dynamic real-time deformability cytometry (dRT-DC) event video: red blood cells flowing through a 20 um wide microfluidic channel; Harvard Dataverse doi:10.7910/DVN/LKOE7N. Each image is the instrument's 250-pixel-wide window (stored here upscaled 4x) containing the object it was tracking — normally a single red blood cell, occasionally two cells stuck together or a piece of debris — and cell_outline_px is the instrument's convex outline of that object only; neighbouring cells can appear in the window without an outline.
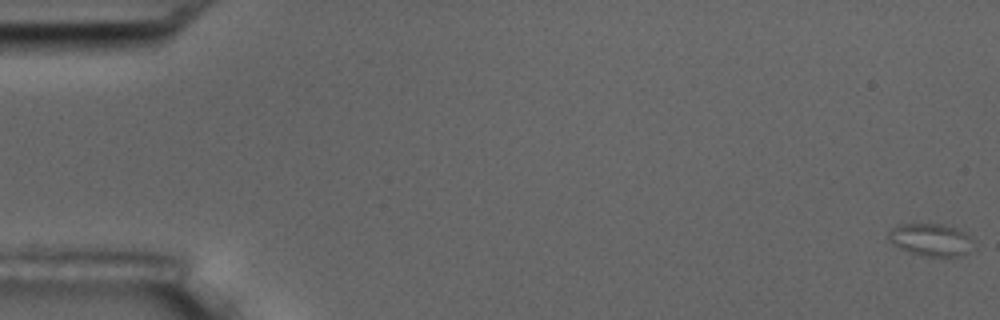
{"species": "common noctule bat (a hibernating species)", "species_latin": "Nyctalus noctula", "temperature_condition": "room temperature", "stored_images_in_passage": 5, "camera_frame_rate_fps": 3000, "um_per_image_px": 0.085, "animal": {"sex": "male", "body_mass_g": 17.5, "forearm_length_mm": 52.3}, "frame": {"image": 1, "passage_image": 1, "time_ms": 0.0, "image_size_px": [1000, 320], "cell_outline_px": [[972, 240], [968, 252], [964, 256], [928, 256], [908, 252], [892, 244], [888, 240], [888, 232], [896, 224], [944, 224], [964, 232]], "centroid_in_image_um": [79.06, 20.37], "position_along_channel_um": 5.9, "area_um2": 15.95}}
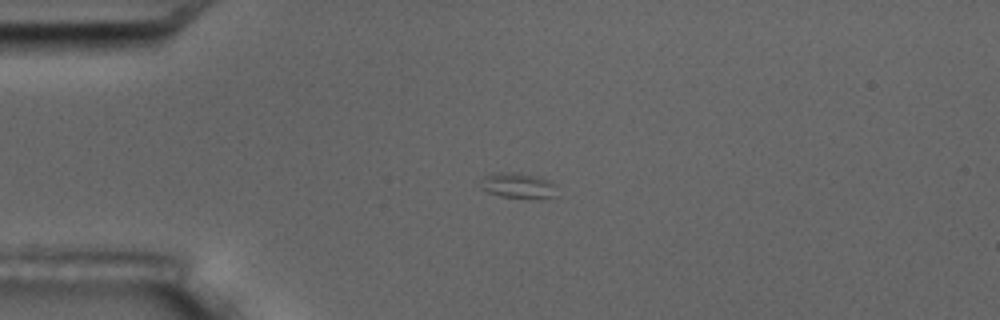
{"frame": {"image": 2, "passage_image": 5, "time_ms": 4.667, "image_size_px": [1000, 320], "cell_outline_px": [[556, 196], [500, 196], [488, 192], [480, 188], [484, 176], [496, 172], [520, 172], [540, 176], [556, 184]], "centroid_in_image_um": [44.02, 15.71], "position_along_channel_um": 41.0, "area_um2": 10.98}}